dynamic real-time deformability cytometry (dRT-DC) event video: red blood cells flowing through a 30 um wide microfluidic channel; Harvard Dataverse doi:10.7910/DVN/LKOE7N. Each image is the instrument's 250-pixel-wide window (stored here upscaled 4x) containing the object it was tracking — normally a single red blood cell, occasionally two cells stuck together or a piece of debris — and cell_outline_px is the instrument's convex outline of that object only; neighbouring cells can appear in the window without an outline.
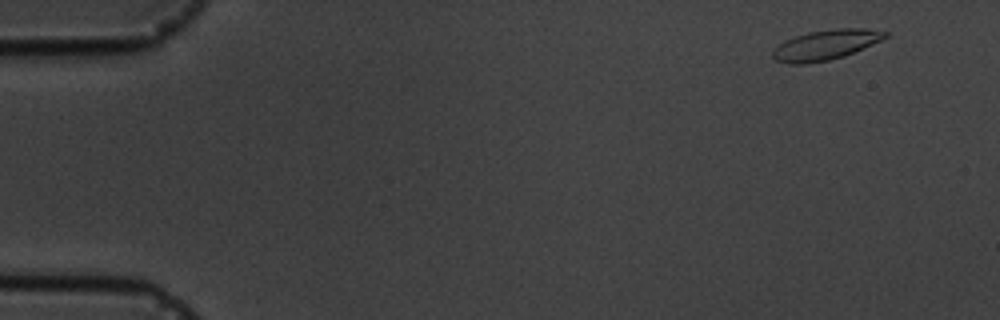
{"species": "common noctule bat (a hibernating species)", "species_latin": "Nyctalus noctula", "temperature_condition": "cold", "stored_images_in_passage": 5, "camera_frame_rate_fps": 3000, "um_per_image_px": 0.085, "animal": {"sex": "male", "body_mass_g": 19.5, "forearm_length_mm": 54.6}, "frame": {"image": 1, "passage_image": 1, "time_ms": 0.0, "image_size_px": [1000, 320], "cell_outline_px": [[888, 36], [872, 44], [844, 56], [828, 60], [804, 64], [788, 64], [776, 60], [772, 56], [772, 52], [784, 40], [808, 32], [836, 28], [864, 28], [888, 32]], "centroid_in_image_um": [70.17, 3.81], "position_along_channel_um": 14.8, "area_um2": 19.48}}